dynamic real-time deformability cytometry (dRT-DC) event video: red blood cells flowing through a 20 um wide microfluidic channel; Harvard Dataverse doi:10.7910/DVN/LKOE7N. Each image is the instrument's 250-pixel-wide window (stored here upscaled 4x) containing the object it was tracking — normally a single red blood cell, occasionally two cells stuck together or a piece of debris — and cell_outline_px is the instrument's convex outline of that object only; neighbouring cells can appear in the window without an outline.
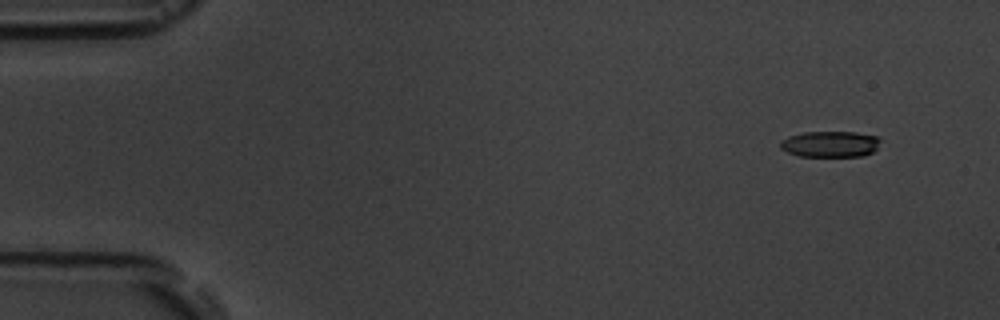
{"species": "common noctule bat (a hibernating species)", "species_latin": "Nyctalus noctula", "temperature_condition": "room temperature", "stored_images_in_passage": 6, "camera_frame_rate_fps": 3000, "um_per_image_px": 0.085, "animal": {"sex": "male", "body_mass_g": 19.5, "forearm_length_mm": 54.6}, "frame": {"image": 1, "passage_image": 1, "time_ms": 0.0, "image_size_px": [1000, 320], "cell_outline_px": [[880, 140], [876, 148], [872, 152], [864, 156], [800, 156], [788, 152], [780, 148], [780, 140], [788, 136], [804, 132], [856, 132], [876, 136]], "centroid_in_image_um": [70.54, 12.24], "position_along_channel_um": 14.5, "area_um2": 15.14}}
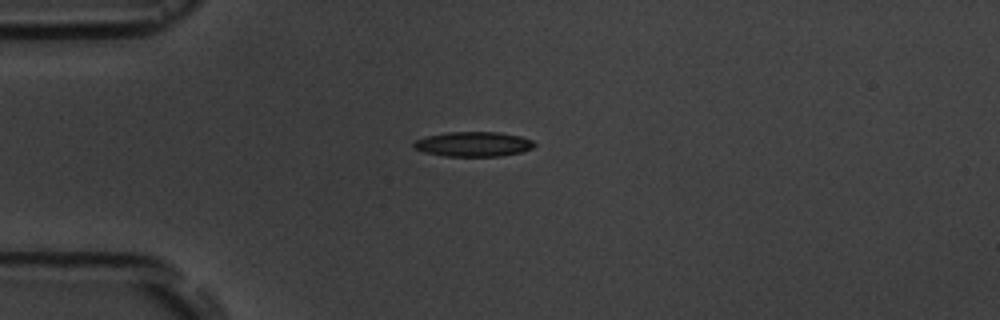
{"frame": {"image": 2, "passage_image": 4, "time_ms": 3.333, "image_size_px": [1000, 320], "cell_outline_px": [[536, 144], [532, 148], [520, 152], [500, 156], [444, 156], [424, 152], [412, 148], [412, 144], [416, 140], [428, 136], [448, 132], [500, 132], [520, 136], [532, 140]], "centroid_in_image_um": [40.22, 12.25], "position_along_channel_um": 44.8, "area_um2": 17.4}}
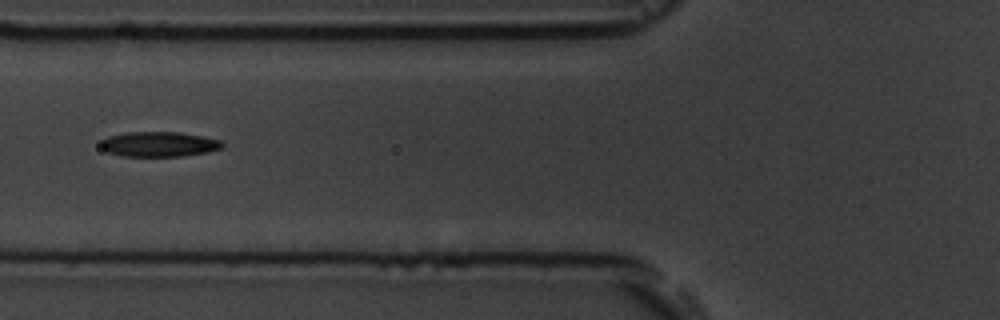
{"frame": {"image": 3, "passage_image": 6, "time_ms": 5.667, "image_size_px": [1000, 320], "cell_outline_px": [[224, 144], [220, 148], [208, 152], [184, 156], [120, 156], [108, 152], [100, 148], [100, 144], [108, 136], [128, 132], [180, 132], [204, 136], [220, 140]], "centroid_in_image_um": [13.52, 12.26], "position_along_channel_um": 112.3, "area_um2": 17.74}}